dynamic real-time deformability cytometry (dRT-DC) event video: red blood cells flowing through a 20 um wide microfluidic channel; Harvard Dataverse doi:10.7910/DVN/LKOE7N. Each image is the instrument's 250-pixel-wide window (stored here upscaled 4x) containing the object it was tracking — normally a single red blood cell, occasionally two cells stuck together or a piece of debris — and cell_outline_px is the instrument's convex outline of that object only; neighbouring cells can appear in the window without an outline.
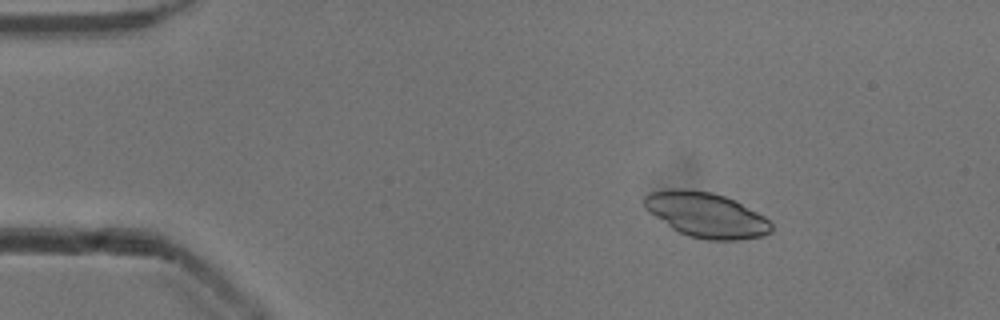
{"species": "common noctule bat (a hibernating species)", "species_latin": "Nyctalus noctula", "temperature_condition": "cold", "stored_images_in_passage": 53, "camera_frame_rate_fps": 3000, "um_per_image_px": 0.085, "animal": {"sex": "male", "body_mass_g": 13.3}, "frame": {"image": 1, "passage_image": 8, "time_ms": 2.333, "image_size_px": [1000, 320], "cell_outline_px": [[772, 232], [764, 236], [740, 240], [708, 240], [688, 236], [672, 228], [648, 212], [644, 208], [644, 196], [652, 192], [672, 188], [684, 188], [712, 192], [736, 200], [764, 216], [772, 224]], "centroid_in_image_um": [60.04, 18.26], "position_along_channel_um": 25.0, "area_um2": 33.52}}